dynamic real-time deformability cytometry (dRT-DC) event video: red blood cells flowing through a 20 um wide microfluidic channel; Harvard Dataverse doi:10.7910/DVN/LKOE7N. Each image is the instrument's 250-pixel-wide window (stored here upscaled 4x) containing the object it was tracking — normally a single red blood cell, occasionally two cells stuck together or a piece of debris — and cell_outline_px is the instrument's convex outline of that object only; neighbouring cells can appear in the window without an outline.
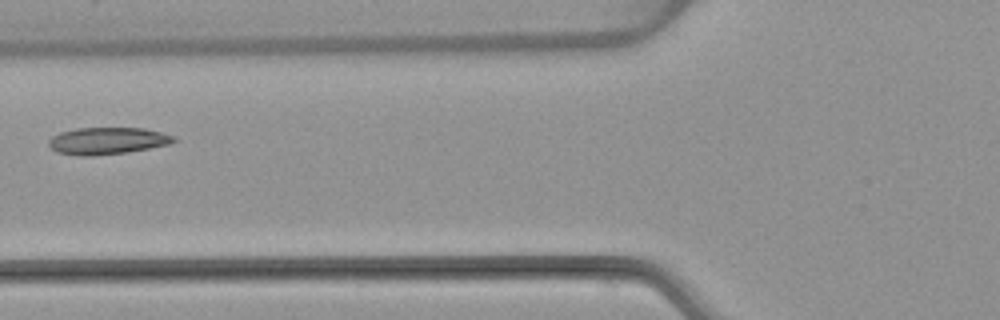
{"species": "common noctule bat (a hibernating species)", "species_latin": "Nyctalus noctula", "temperature_condition": "warm", "stored_images_in_passage": 5, "camera_frame_rate_fps": 3000, "um_per_image_px": 0.085, "animal": {"sex": "female", "body_mass_g": 22.7, "forearm_length_mm": 54.2}, "frame": {"image": 1, "passage_image": 5, "time_ms": 5.0, "image_size_px": [1000, 320], "cell_outline_px": [[176, 140], [168, 144], [128, 152], [92, 156], [80, 156], [56, 152], [48, 144], [48, 140], [52, 136], [60, 132], [76, 128], [144, 128], [176, 136]], "centroid_in_image_um": [9.1, 11.97], "position_along_channel_um": 116.7, "area_um2": 19.65}}